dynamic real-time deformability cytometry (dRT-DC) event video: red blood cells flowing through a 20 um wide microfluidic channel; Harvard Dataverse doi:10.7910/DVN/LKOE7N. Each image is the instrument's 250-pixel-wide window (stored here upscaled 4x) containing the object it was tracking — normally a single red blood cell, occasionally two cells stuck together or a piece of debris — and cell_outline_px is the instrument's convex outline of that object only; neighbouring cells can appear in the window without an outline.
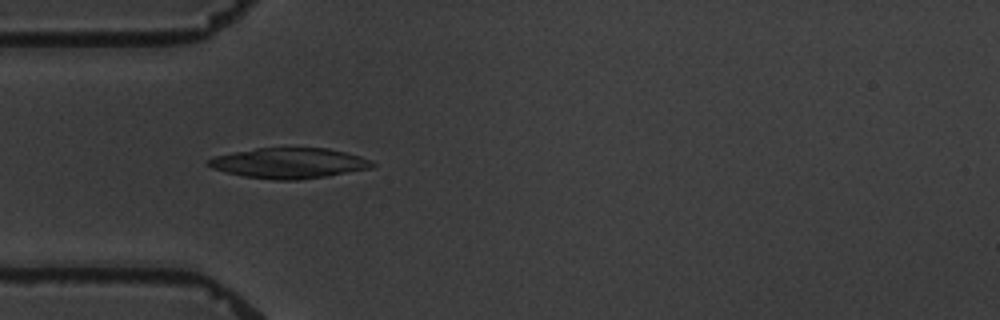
{"species": "common noctule bat (a hibernating species)", "species_latin": "Nyctalus noctula", "temperature_condition": "warm", "stored_images_in_passage": 5, "camera_frame_rate_fps": 3000, "um_per_image_px": 0.085, "animal": {"sex": "male", "body_mass_g": 19.5, "forearm_length_mm": 54.6}, "frame": {"image": 1, "passage_image": 3, "time_ms": 3.0, "image_size_px": [1000, 320], "cell_outline_px": [[376, 164], [372, 168], [328, 176], [300, 180], [276, 180], [244, 176], [224, 172], [212, 168], [204, 164], [208, 160], [216, 156], [256, 148], [328, 148], [360, 156], [372, 160]], "centroid_in_image_um": [24.6, 13.87], "position_along_channel_um": 60.4, "area_um2": 29.07}}
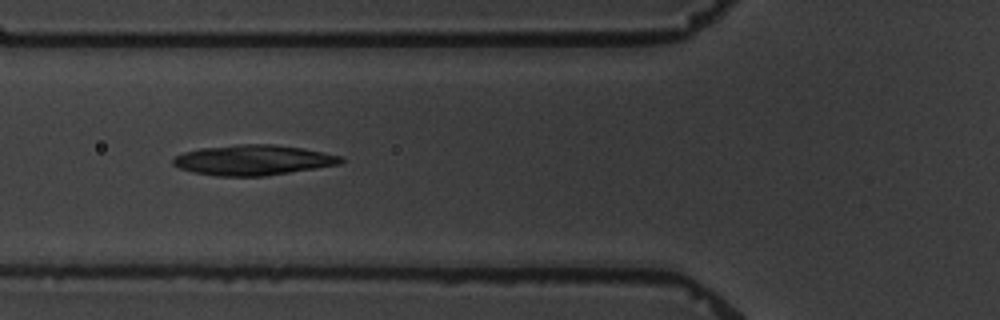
{"frame": {"image": 2, "passage_image": 4, "time_ms": 4.333, "image_size_px": [1000, 320], "cell_outline_px": [[344, 160], [340, 164], [264, 176], [216, 176], [192, 172], [180, 168], [172, 164], [172, 160], [176, 156], [184, 152], [200, 148], [240, 144], [276, 144], [304, 148], [344, 156]], "centroid_in_image_um": [21.53, 13.6], "position_along_channel_um": 104.3, "area_um2": 29.65}}
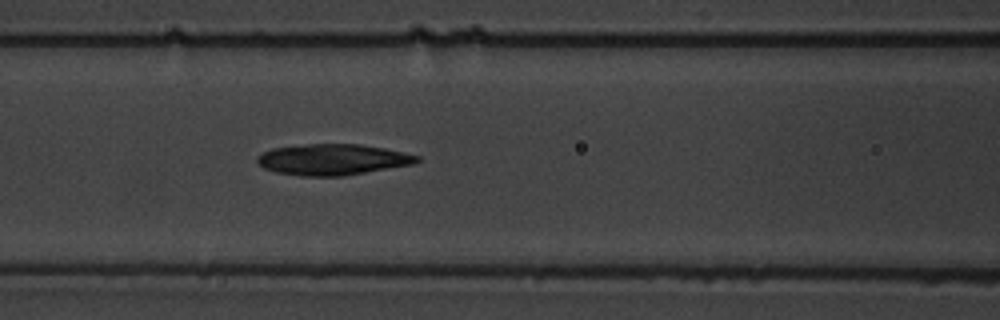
{"frame": {"image": 3, "passage_image": 5, "time_ms": 5.333, "image_size_px": [1000, 320], "cell_outline_px": [[420, 160], [416, 164], [344, 176], [300, 176], [276, 172], [264, 168], [256, 160], [256, 156], [272, 148], [308, 144], [360, 144], [384, 148], [404, 152], [420, 156]], "centroid_in_image_um": [28.31, 13.56], "position_along_channel_um": 138.3, "area_um2": 29.02}}